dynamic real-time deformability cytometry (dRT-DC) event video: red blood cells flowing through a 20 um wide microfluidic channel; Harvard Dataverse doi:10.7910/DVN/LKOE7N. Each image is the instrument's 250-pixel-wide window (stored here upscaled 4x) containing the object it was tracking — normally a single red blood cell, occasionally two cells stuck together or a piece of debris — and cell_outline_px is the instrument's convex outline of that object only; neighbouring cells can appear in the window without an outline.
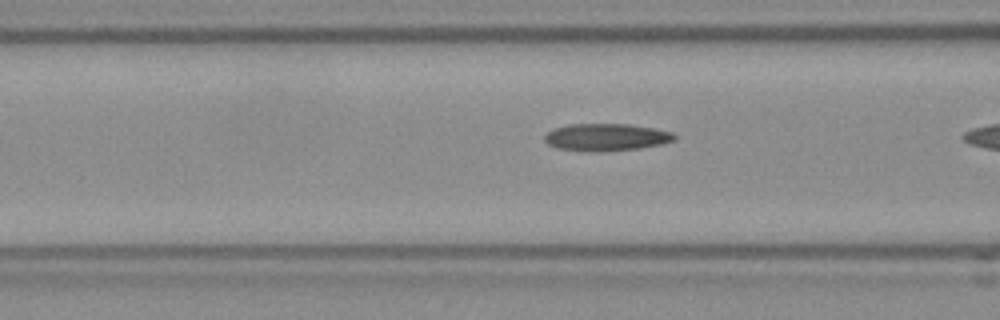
{"species": "Egyptian fruit bat (a non-hibernating species)", "species_latin": "Rousettus aegyptiacus", "temperature_condition": "room temperature", "stored_images_in_passage": 16, "camera_frame_rate_fps": 3000, "um_per_image_px": 0.085, "frame": {"image": 1, "passage_image": 15, "time_ms": 4.667, "image_size_px": [1000, 320], "cell_outline_px": [[676, 140], [664, 144], [640, 148], [556, 148], [548, 144], [544, 140], [544, 136], [552, 128], [568, 124], [628, 124], [656, 128], [672, 132], [676, 136]], "centroid_in_image_um": [51.59, 11.59], "position_along_channel_um": 115.0, "area_um2": 19.65}}